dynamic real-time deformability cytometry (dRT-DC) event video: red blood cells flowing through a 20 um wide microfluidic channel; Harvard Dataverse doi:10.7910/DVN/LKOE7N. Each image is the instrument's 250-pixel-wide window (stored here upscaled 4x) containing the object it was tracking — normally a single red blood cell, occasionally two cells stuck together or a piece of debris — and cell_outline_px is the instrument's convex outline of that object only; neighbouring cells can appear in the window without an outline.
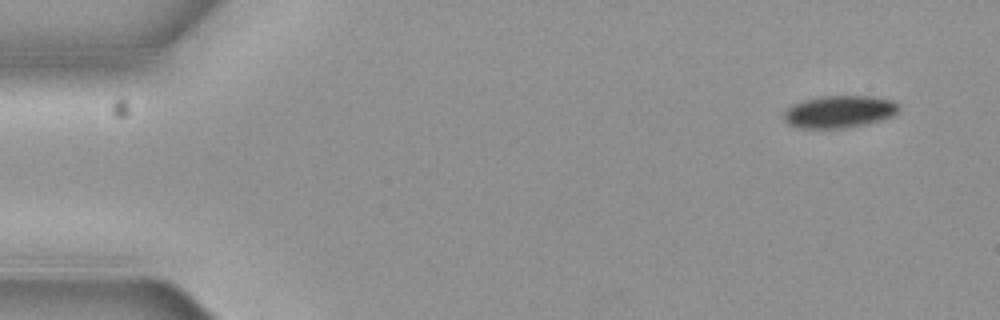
{"species": "common noctule bat (a hibernating species)", "species_latin": "Nyctalus noctula", "temperature_condition": "cold", "stored_images_in_passage": 6, "camera_frame_rate_fps": 3000, "um_per_image_px": 0.085, "animal": {"sex": "female", "body_mass_g": 19.3, "forearm_length_mm": 54.1}, "frame": {"image": 1, "passage_image": 1, "time_ms": 0.0, "image_size_px": [1000, 320], "cell_outline_px": [[900, 108], [892, 116], [880, 120], [864, 124], [844, 128], [800, 128], [788, 124], [784, 120], [784, 112], [792, 104], [804, 100], [820, 96], [872, 96], [892, 100], [900, 104]], "centroid_in_image_um": [71.34, 9.48], "position_along_channel_um": 13.7, "area_um2": 21.62}}
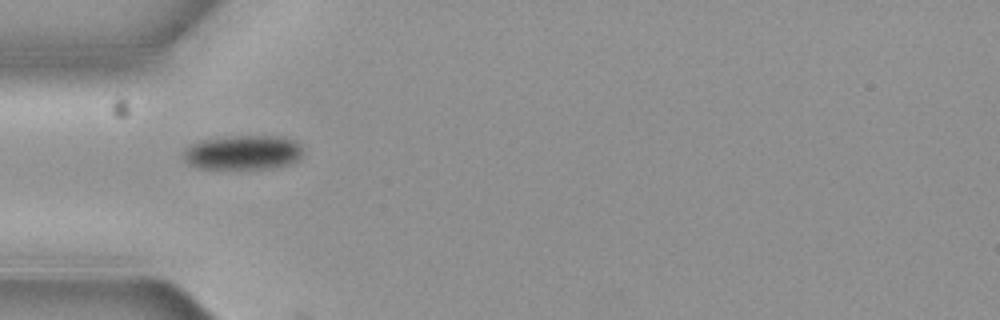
{"frame": {"image": 2, "passage_image": 5, "time_ms": 1.333, "image_size_px": [1000, 320], "cell_outline_px": [[304, 152], [296, 160], [288, 164], [268, 168], [200, 168], [188, 164], [184, 160], [184, 148], [188, 144], [200, 140], [224, 136], [280, 136], [296, 140], [300, 144]], "centroid_in_image_um": [20.63, 12.93], "position_along_channel_um": 64.4, "area_um2": 24.16}}